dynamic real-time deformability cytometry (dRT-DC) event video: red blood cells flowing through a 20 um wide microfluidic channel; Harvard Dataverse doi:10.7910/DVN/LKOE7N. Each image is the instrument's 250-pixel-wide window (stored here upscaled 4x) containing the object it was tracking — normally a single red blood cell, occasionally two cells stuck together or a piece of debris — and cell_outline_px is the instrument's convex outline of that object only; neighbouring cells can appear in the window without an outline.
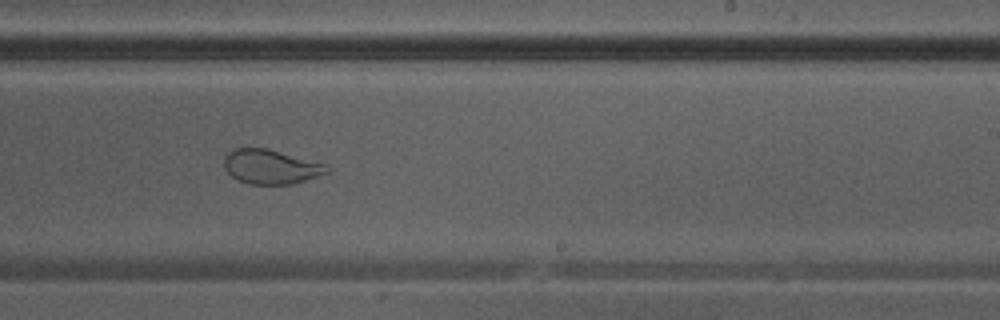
{"species": "Egyptian fruit bat (a non-hibernating species)", "species_latin": "Rousettus aegyptiacus", "temperature_condition": "warm", "stored_images_in_passage": 37, "camera_frame_rate_fps": 3000, "um_per_image_px": 0.085, "animal": {"sex": "male"}, "frame": {"image": 1, "passage_image": 22, "time_ms": 7.0, "image_size_px": [1000, 320], "cell_outline_px": [[328, 172], [292, 184], [248, 184], [236, 180], [224, 168], [224, 156], [232, 148], [268, 148], [324, 164]], "centroid_in_image_um": [22.93, 14.17], "position_along_channel_um": 266.1, "area_um2": 20.4}}
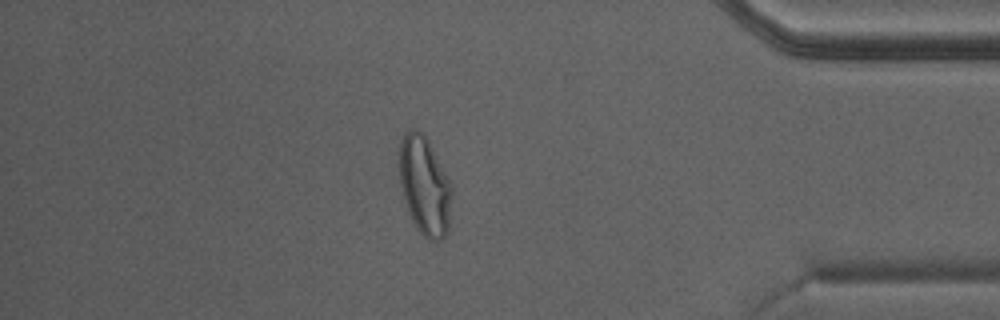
{"frame": {"image": 2, "passage_image": 32, "time_ms": 10.333, "image_size_px": [1000, 320], "cell_outline_px": [[452, 192], [448, 232], [440, 240], [428, 240], [416, 228], [408, 212], [404, 200], [400, 184], [396, 164], [400, 140], [404, 132], [408, 128], [416, 128], [428, 140], [452, 184]], "centroid_in_image_um": [36.05, 15.75], "position_along_channel_um": 399.2, "area_um2": 30.92}}